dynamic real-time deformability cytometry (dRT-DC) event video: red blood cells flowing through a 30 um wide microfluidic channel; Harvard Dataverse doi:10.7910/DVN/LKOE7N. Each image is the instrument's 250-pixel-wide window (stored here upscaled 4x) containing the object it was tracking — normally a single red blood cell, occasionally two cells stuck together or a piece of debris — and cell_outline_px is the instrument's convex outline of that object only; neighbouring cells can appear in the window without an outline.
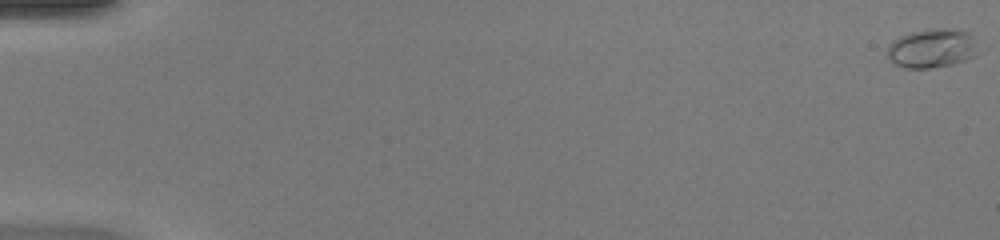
{"species": "common noctule bat (a hibernating species)", "species_latin": "Nyctalus noctula", "temperature_condition": "warm", "stored_images_in_passage": 50, "camera_frame_rate_fps": 3000, "um_per_image_px": 0.085, "animal": {"sex": "female", "body_mass_g": 20.0, "forearm_length_mm": 54.0}, "frame": {"image": 1, "passage_image": 1, "time_ms": 0.0, "image_size_px": [1000, 240], "cell_outline_px": [[984, 52], [976, 56], [952, 64], [928, 68], [904, 68], [888, 60], [888, 44], [900, 36], [912, 32], [928, 28], [952, 28], [968, 32], [972, 36]], "centroid_in_image_um": [79.29, 4.09], "position_along_channel_um": 5.7, "area_um2": 21.15}}
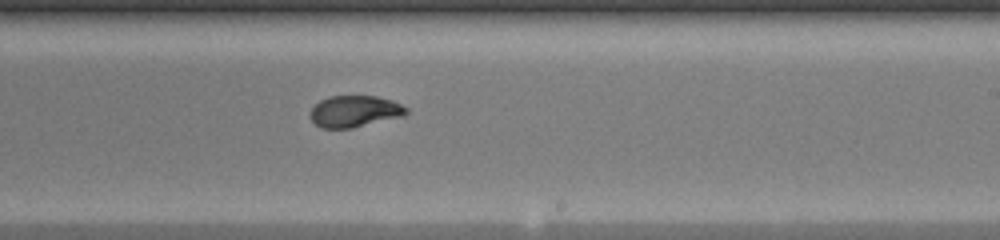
{"frame": {"image": 2, "passage_image": 32, "time_ms": 10.333, "image_size_px": [1000, 240], "cell_outline_px": [[408, 112], [404, 116], [352, 128], [320, 128], [308, 116], [308, 112], [320, 100], [328, 96], [376, 96], [392, 100], [408, 108]], "centroid_in_image_um": [30.13, 9.46], "position_along_channel_um": 258.9, "area_um2": 17.8}}
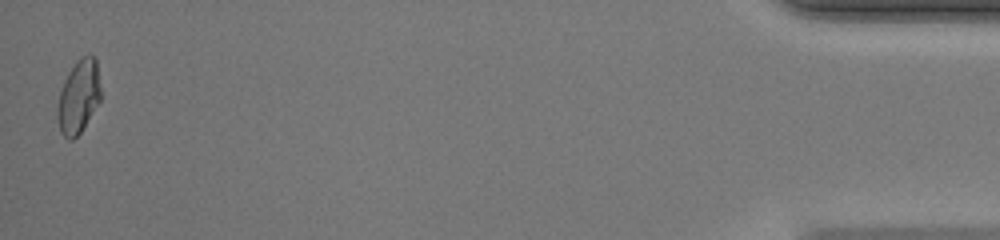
{"frame": {"image": 3, "passage_image": 50, "time_ms": 16.333, "image_size_px": [1000, 240], "cell_outline_px": [[100, 100], [80, 132], [72, 140], [68, 140], [60, 132], [56, 116], [56, 108], [60, 92], [64, 80], [68, 72], [76, 60], [80, 56], [92, 56], [96, 60], [100, 88]], "centroid_in_image_um": [6.64, 8.22], "position_along_channel_um": 428.6, "area_um2": 18.38}}